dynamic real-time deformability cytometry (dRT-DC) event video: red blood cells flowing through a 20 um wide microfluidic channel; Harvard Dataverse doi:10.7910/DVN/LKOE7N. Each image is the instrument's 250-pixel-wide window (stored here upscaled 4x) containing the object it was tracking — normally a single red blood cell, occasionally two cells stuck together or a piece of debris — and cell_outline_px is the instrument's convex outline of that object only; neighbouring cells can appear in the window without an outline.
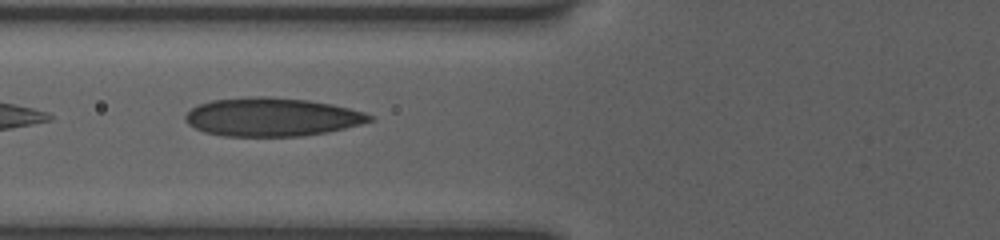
{"species": "human", "species_latin": "Homo sapiens", "temperature_condition": "room temperature", "stored_images_in_passage": 17, "camera_frame_rate_fps": 3000, "um_per_image_px": 0.085, "donor": {"sex": "female"}, "frame": {"image": 1, "passage_image": 13, "time_ms": 6.667, "image_size_px": [1000, 240], "cell_outline_px": [[372, 120], [360, 124], [344, 128], [324, 132], [300, 136], [224, 136], [204, 132], [188, 124], [184, 120], [184, 116], [192, 108], [200, 104], [212, 100], [248, 96], [268, 96], [308, 100], [332, 104], [364, 112], [372, 116]], "centroid_in_image_um": [23.07, 9.94], "position_along_channel_um": 102.7, "area_um2": 41.15}}
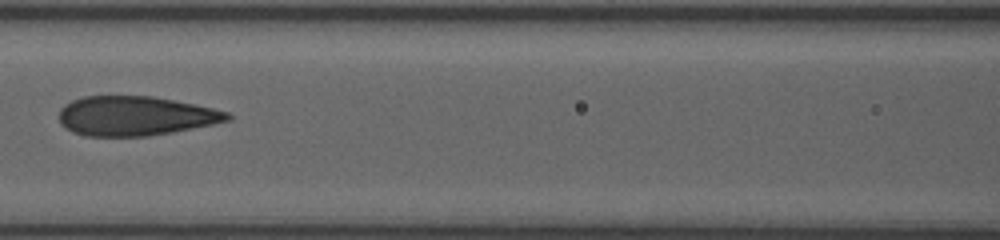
{"frame": {"image": 2, "passage_image": 15, "time_ms": 8.0, "image_size_px": [1000, 240], "cell_outline_px": [[232, 120], [172, 132], [148, 136], [84, 136], [72, 132], [60, 124], [60, 108], [64, 104], [72, 100], [84, 96], [152, 96], [212, 108], [228, 112], [232, 116]], "centroid_in_image_um": [11.47, 9.86], "position_along_channel_um": 155.1, "area_um2": 38.61}}
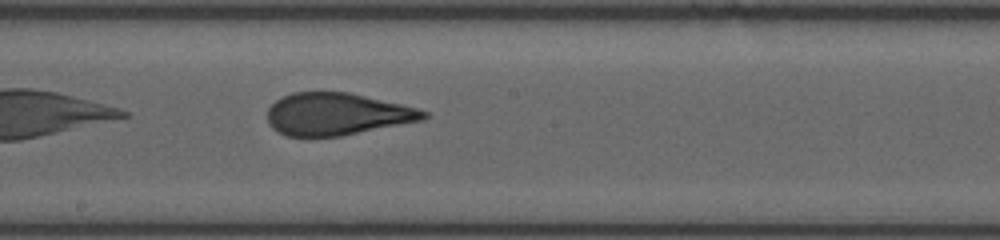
{"frame": {"image": 3, "passage_image": 17, "time_ms": 9.667, "image_size_px": [1000, 240], "cell_outline_px": [[428, 116], [424, 120], [340, 136], [288, 136], [272, 128], [268, 124], [268, 108], [276, 100], [292, 92], [348, 92], [420, 108], [428, 112]], "centroid_in_image_um": [28.66, 9.69], "position_along_channel_um": 219.5, "area_um2": 38.38}}